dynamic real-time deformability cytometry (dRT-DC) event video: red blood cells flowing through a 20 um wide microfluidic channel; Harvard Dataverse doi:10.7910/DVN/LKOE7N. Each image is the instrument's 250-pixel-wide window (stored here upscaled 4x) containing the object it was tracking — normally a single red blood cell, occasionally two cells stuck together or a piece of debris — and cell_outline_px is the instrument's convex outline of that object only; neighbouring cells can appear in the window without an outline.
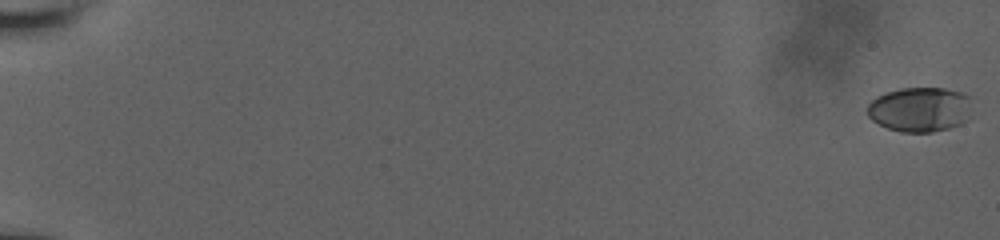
{"species": "human", "species_latin": "Homo sapiens", "temperature_condition": "room temperature", "stored_images_in_passage": 24, "camera_frame_rate_fps": 3000, "um_per_image_px": 0.085, "donor": {"sex": "male"}, "frame": {"image": 1, "passage_image": 1, "time_ms": 0.0, "image_size_px": [1000, 240], "cell_outline_px": [[972, 96], [968, 120], [960, 124], [948, 128], [932, 132], [900, 132], [888, 128], [872, 120], [868, 116], [868, 104], [876, 96], [900, 88], [944, 88], [964, 92]], "centroid_in_image_um": [78.23, 9.29], "position_along_channel_um": 6.8, "area_um2": 27.51}}
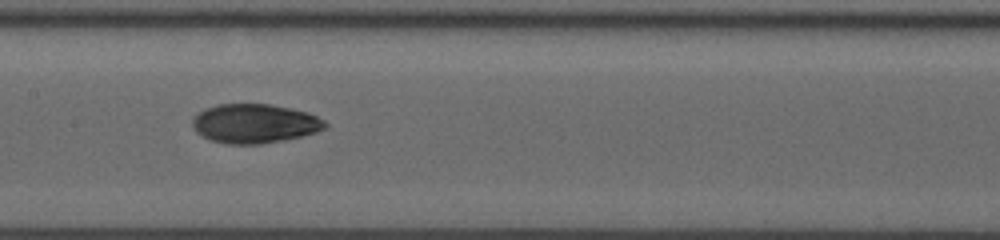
{"frame": {"image": 2, "passage_image": 14, "time_ms": 10.333, "image_size_px": [1000, 240], "cell_outline_px": [[328, 124], [324, 128], [316, 132], [300, 136], [260, 144], [228, 144], [212, 140], [196, 132], [192, 128], [192, 116], [204, 108], [216, 104], [268, 104], [308, 112], [324, 120]], "centroid_in_image_um": [21.59, 10.49], "position_along_channel_um": 185.8, "area_um2": 30.17}}
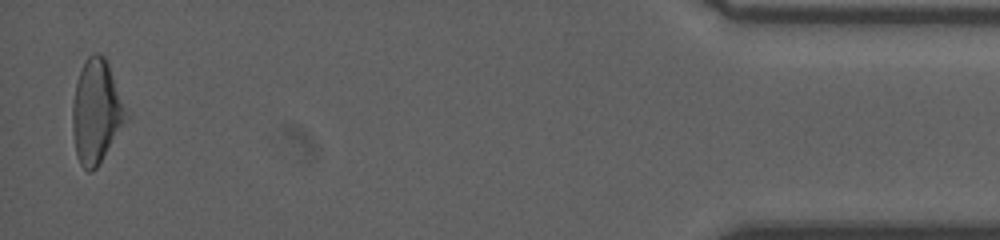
{"frame": {"image": 3, "passage_image": 24, "time_ms": 18.333, "image_size_px": [1000, 240], "cell_outline_px": [[128, 116], [96, 168], [92, 172], [88, 172], [80, 164], [76, 156], [72, 132], [72, 104], [76, 84], [80, 72], [88, 56], [92, 52], [100, 52], [104, 56], [108, 64]], "centroid_in_image_um": [8.14, 9.49], "position_along_channel_um": 427.1, "area_um2": 31.67}}